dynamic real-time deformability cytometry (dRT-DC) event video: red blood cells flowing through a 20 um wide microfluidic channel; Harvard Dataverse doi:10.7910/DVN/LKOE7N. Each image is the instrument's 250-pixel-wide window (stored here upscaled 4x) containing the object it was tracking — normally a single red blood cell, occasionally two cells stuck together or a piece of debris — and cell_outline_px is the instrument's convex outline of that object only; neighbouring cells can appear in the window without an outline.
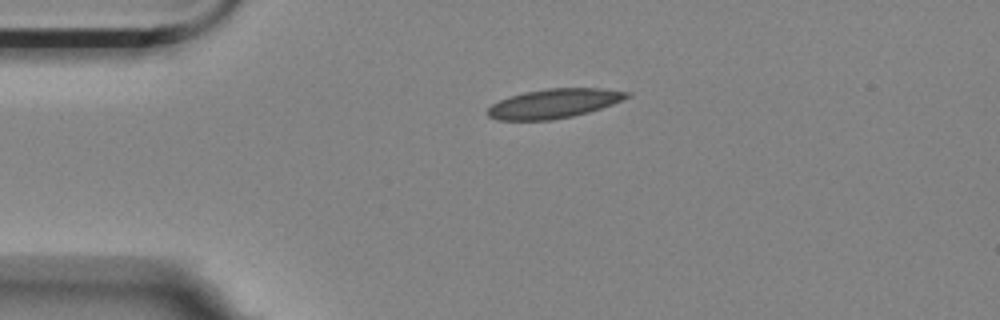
{"species": "Egyptian fruit bat (a non-hibernating species)", "species_latin": "Rousettus aegyptiacus", "temperature_condition": "room temperature", "stored_images_in_passage": 2, "camera_frame_rate_fps": 3000, "um_per_image_px": 0.085, "animal": {"sex": "female"}, "frame": {"image": 1, "passage_image": 1, "time_ms": 0.0, "image_size_px": [1000, 320], "cell_outline_px": [[632, 96], [612, 104], [588, 112], [572, 116], [552, 120], [496, 120], [488, 116], [488, 108], [492, 104], [508, 96], [524, 92], [548, 88], [604, 88], [632, 92]], "centroid_in_image_um": [47.11, 8.79], "position_along_channel_um": 37.9, "area_um2": 23.87}}